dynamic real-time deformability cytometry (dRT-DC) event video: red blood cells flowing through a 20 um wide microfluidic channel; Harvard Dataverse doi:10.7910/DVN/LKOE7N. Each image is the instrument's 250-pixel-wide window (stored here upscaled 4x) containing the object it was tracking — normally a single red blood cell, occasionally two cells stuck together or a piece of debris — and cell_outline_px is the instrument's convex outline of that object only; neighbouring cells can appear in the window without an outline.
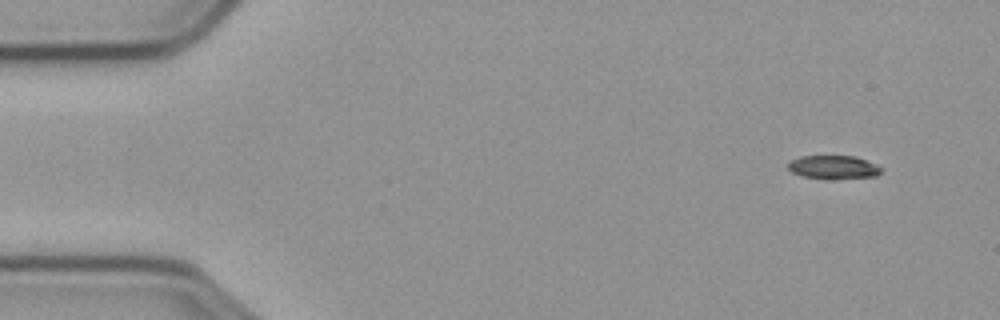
{"species": "common noctule bat (a hibernating species)", "species_latin": "Nyctalus noctula", "temperature_condition": "cold", "stored_images_in_passage": 57, "camera_frame_rate_fps": 3000, "um_per_image_px": 0.085, "animal": {"sex": "male", "body_mass_g": 23.1, "forearm_length_mm": 52.7}, "frame": {"image": 1, "passage_image": 4, "time_ms": 1.0, "image_size_px": [1000, 320], "cell_outline_px": [[884, 168], [876, 176], [804, 176], [792, 172], [788, 168], [788, 160], [800, 156], [856, 156], [868, 160]], "centroid_in_image_um": [70.84, 14.14], "position_along_channel_um": 14.2, "area_um2": 12.02}}
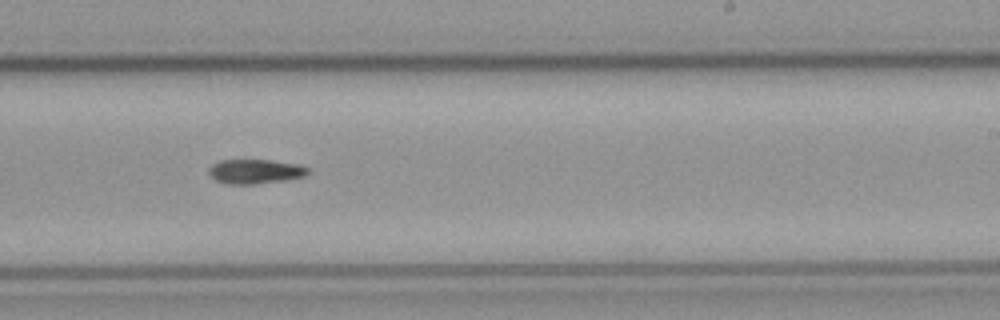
{"frame": {"image": 2, "passage_image": 34, "time_ms": 11.0, "image_size_px": [1000, 320], "cell_outline_px": [[308, 172], [304, 176], [284, 180], [252, 184], [224, 184], [216, 180], [208, 172], [208, 168], [212, 164], [220, 160], [272, 160], [300, 164], [308, 168]], "centroid_in_image_um": [21.67, 14.56], "position_along_channel_um": 267.3, "area_um2": 14.1}}
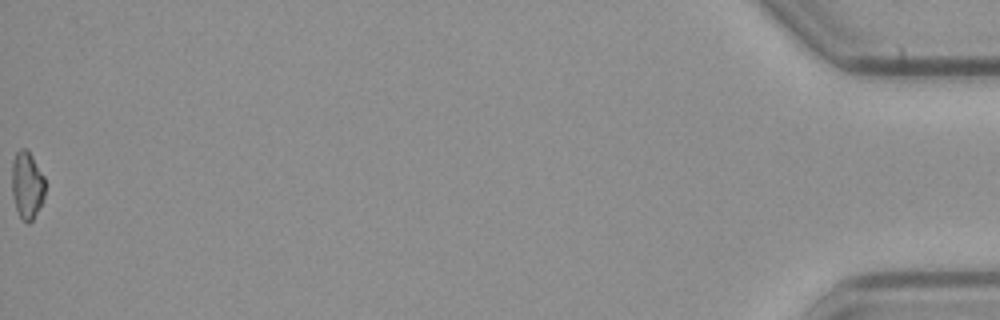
{"frame": {"image": 3, "passage_image": 57, "time_ms": 18.667, "image_size_px": [1000, 320], "cell_outline_px": [[44, 196], [32, 220], [28, 224], [20, 216], [16, 208], [12, 192], [12, 160], [16, 152], [20, 148], [28, 148], [44, 176]], "centroid_in_image_um": [2.28, 15.66], "position_along_channel_um": 432.9, "area_um2": 12.95}, "authors_computed_cell_mechanics": {"area_um2": 13.9876, "velocity_mm_per_s": 3.6016, "shape_relaxation_time_tau1_ms": 7.6445, "shape_relaxation_time_tau2_ms": 9.456, "deformation_change_tau1": 0.1482, "deformation_change_tau2": 0.1679}}